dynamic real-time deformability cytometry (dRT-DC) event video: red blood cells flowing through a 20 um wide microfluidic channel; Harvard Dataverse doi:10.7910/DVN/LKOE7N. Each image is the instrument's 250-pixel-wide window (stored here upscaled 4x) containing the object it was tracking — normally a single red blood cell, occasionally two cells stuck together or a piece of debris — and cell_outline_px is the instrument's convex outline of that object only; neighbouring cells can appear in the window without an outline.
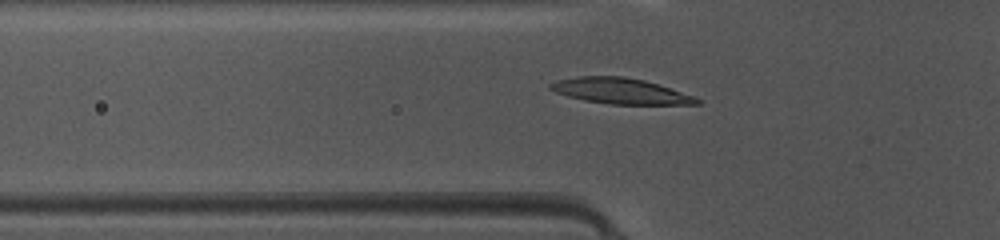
{"species": "common noctule bat (a hibernating species)", "species_latin": "Nyctalus noctula", "temperature_condition": "warm", "stored_images_in_passage": 37, "camera_frame_rate_fps": 3000, "um_per_image_px": 0.085, "animal": {"sex": "female", "body_mass_g": 10.0, "forearm_length_mm": 53.1}, "frame": {"image": 1, "passage_image": 5, "time_ms": 1.333, "image_size_px": [1000, 240], "cell_outline_px": [[700, 104], [608, 104], [584, 100], [568, 96], [556, 92], [548, 88], [548, 84], [556, 80], [576, 76], [624, 76], [644, 80], [692, 96], [700, 100]], "centroid_in_image_um": [52.65, 7.73], "position_along_channel_um": 73.2, "area_um2": 21.68}}
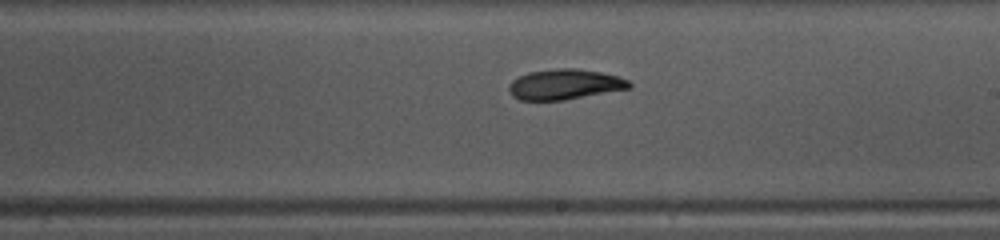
{"frame": {"image": 2, "passage_image": 17, "time_ms": 5.333, "image_size_px": [1000, 240], "cell_outline_px": [[632, 88], [564, 100], [520, 100], [512, 96], [508, 88], [512, 80], [528, 72], [556, 68], [576, 68], [600, 72], [620, 76], [628, 80], [632, 84]], "centroid_in_image_um": [48.03, 7.17], "position_along_channel_um": 241.0, "area_um2": 21.39}}
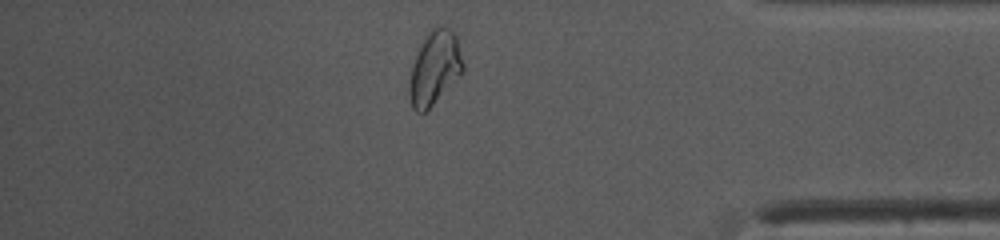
{"frame": {"image": 3, "passage_image": 30, "time_ms": 9.667, "image_size_px": [1000, 240], "cell_outline_px": [[464, 72], [424, 112], [416, 112], [412, 108], [408, 92], [408, 84], [412, 64], [428, 32], [432, 28], [440, 24], [452, 28], [456, 36], [464, 64]], "centroid_in_image_um": [36.95, 5.75], "position_along_channel_um": 398.2, "area_um2": 23.0}, "authors_computed_cell_mechanics": {"area_um2": 21.7328, "velocity_mm_per_s": 4.1857, "shape_relaxation_time_tau1_ms": 3.3454, "shape_relaxation_time_tau2_ms": null, "deformation_change_tau1": 0.1284, "deformation_change_tau2": null}}